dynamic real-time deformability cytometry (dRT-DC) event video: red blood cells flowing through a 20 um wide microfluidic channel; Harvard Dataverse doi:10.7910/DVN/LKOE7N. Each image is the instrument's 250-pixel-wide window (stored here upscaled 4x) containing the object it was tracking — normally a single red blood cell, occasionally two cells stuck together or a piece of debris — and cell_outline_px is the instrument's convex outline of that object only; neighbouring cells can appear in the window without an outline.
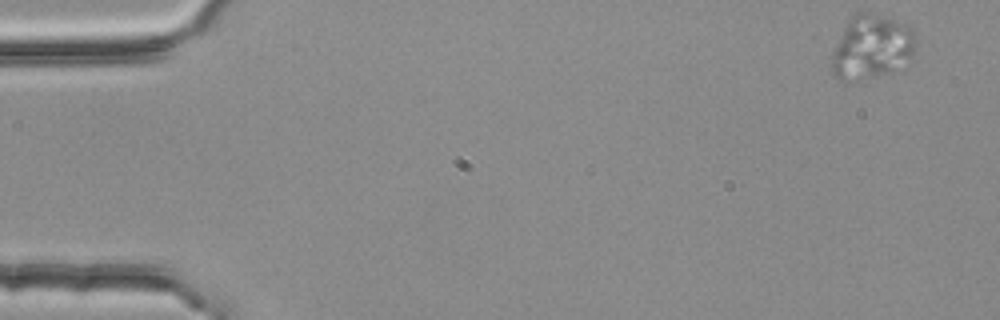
{"species": "common noctule bat (a hibernating species)", "species_latin": "Nyctalus noctula", "temperature_condition": "room temperature", "stored_images_in_passage": 3, "camera_frame_rate_fps": 3000, "um_per_image_px": 0.085, "animal": {"sex": "female", "body_mass_g": 25.1}, "frame": {"image": 1, "passage_image": 3, "time_ms": 0.667, "image_size_px": [1000, 320], "cell_outline_px": [[916, 60], [900, 72], [848, 80], [836, 80], [832, 76], [832, 56], [836, 44], [848, 20], [856, 12], [876, 12], [904, 20], [916, 32]], "centroid_in_image_um": [74.23, 3.98], "position_along_channel_um": 10.8, "area_um2": 33.0}}